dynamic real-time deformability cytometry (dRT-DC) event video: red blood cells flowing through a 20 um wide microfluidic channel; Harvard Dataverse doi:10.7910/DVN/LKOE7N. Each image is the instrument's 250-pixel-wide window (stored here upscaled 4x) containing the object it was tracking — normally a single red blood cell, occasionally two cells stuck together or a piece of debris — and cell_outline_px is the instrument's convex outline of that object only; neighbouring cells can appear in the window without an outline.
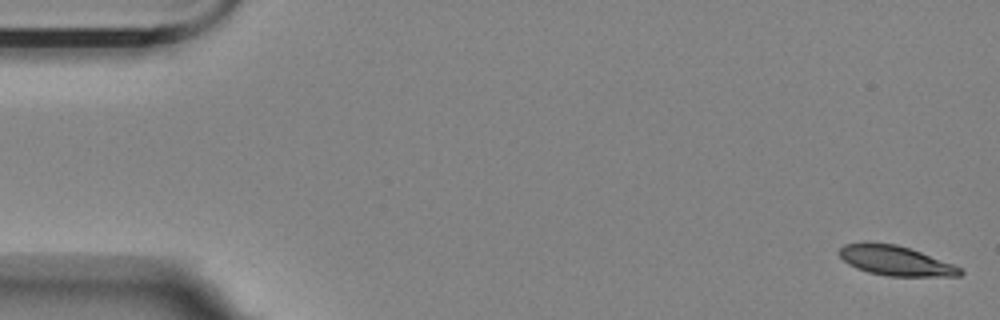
{"species": "Egyptian fruit bat (a non-hibernating species)", "species_latin": "Rousettus aegyptiacus", "temperature_condition": "room temperature", "stored_images_in_passage": 12, "camera_frame_rate_fps": 3000, "um_per_image_px": 0.085, "animal": {"sex": "female"}, "frame": {"image": 1, "passage_image": 1, "time_ms": 0.0, "image_size_px": [1000, 320], "cell_outline_px": [[964, 272], [960, 276], [888, 276], [868, 272], [856, 268], [848, 264], [836, 252], [844, 244], [864, 240], [868, 240], [896, 244], [920, 252], [952, 264], [960, 268]], "centroid_in_image_um": [76.03, 22.12], "position_along_channel_um": 9.0, "area_um2": 21.21}}
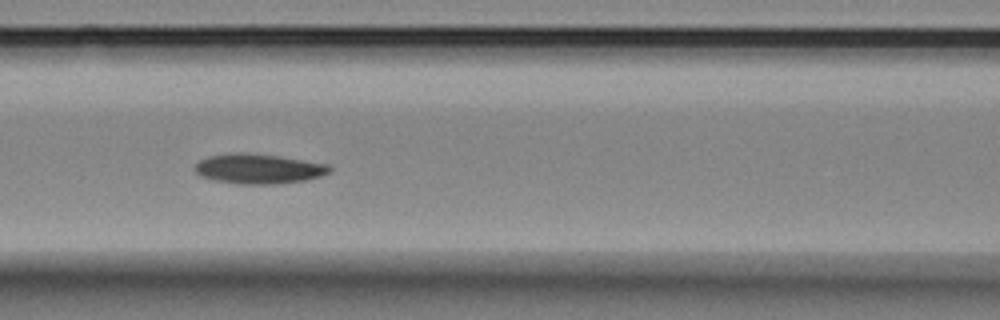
{"frame": {"image": 2, "passage_image": 7, "time_ms": 7.667, "image_size_px": [1000, 320], "cell_outline_px": [[332, 172], [320, 176], [304, 180], [276, 184], [236, 184], [216, 180], [200, 176], [196, 172], [196, 164], [200, 160], [208, 156], [232, 152], [248, 152], [280, 156], [328, 164], [332, 168]], "centroid_in_image_um": [21.99, 14.33], "position_along_channel_um": 144.6, "area_um2": 23.58}}
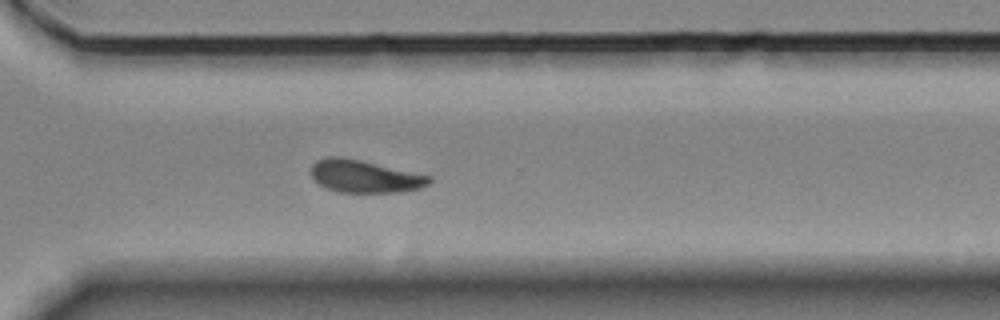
{"frame": {"image": 3, "passage_image": 12, "time_ms": 13.333, "image_size_px": [1000, 320], "cell_outline_px": [[432, 180], [428, 184], [420, 188], [400, 192], [340, 192], [328, 188], [320, 184], [312, 176], [312, 164], [316, 160], [328, 156], [340, 156], [360, 160], [432, 176]], "centroid_in_image_um": [31.01, 14.98], "position_along_channel_um": 339.6, "area_um2": 22.2}}